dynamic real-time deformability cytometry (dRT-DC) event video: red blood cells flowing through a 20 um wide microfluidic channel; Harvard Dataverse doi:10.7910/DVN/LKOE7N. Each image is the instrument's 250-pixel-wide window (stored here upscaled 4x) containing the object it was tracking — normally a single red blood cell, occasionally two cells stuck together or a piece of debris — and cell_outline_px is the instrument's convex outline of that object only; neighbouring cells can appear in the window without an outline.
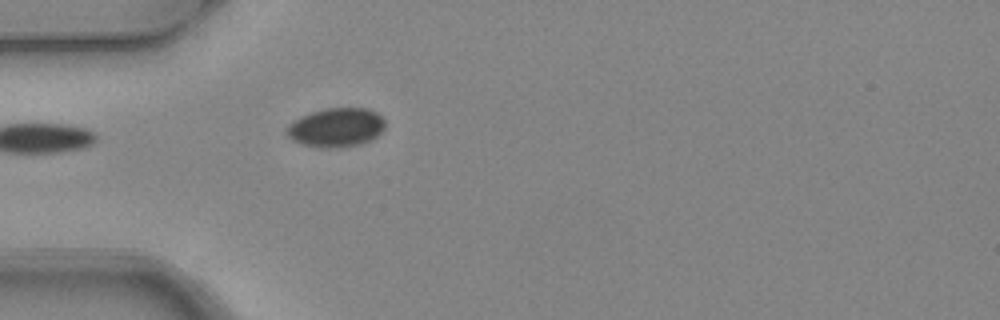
{"species": "common noctule bat (a hibernating species)", "species_latin": "Nyctalus noctula", "temperature_condition": "warm", "stored_images_in_passage": 6, "camera_frame_rate_fps": 3000, "um_per_image_px": 0.085, "animal": {"sex": "female", "body_mass_g": 24.6, "forearm_length_mm": 56.2}, "frame": {"image": 1, "passage_image": 6, "time_ms": 1.667, "image_size_px": [1000, 320], "cell_outline_px": [[384, 128], [376, 136], [368, 140], [356, 144], [320, 148], [304, 144], [292, 140], [284, 132], [284, 128], [292, 120], [300, 116], [312, 112], [328, 108], [364, 108], [376, 112], [384, 120]], "centroid_in_image_um": [28.5, 10.81], "position_along_channel_um": 56.5, "area_um2": 22.02}}